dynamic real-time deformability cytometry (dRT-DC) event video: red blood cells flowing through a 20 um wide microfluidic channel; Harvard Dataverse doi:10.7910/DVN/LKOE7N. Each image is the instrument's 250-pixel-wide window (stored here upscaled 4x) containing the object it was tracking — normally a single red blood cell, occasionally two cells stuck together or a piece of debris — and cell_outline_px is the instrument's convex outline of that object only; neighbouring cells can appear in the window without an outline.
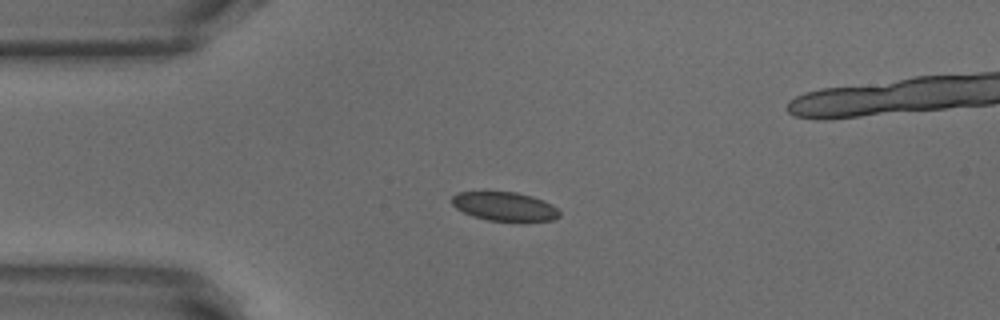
{"species": "common noctule bat (a hibernating species)", "species_latin": "Nyctalus noctula", "temperature_condition": "warm", "stored_images_in_passage": 21, "camera_frame_rate_fps": 3000, "um_per_image_px": 0.085, "animal": {"sex": "male", "body_mass_g": 18.8}, "frame": {"image": 1, "passage_image": 1, "time_ms": 0.0, "image_size_px": [1000, 320], "cell_outline_px": [[560, 216], [556, 220], [488, 220], [472, 216], [456, 208], [452, 204], [452, 196], [456, 192], [484, 188], [516, 192], [532, 196], [544, 200], [552, 204], [560, 212]], "centroid_in_image_um": [42.82, 17.47], "position_along_channel_um": 42.2, "area_um2": 18.79}}
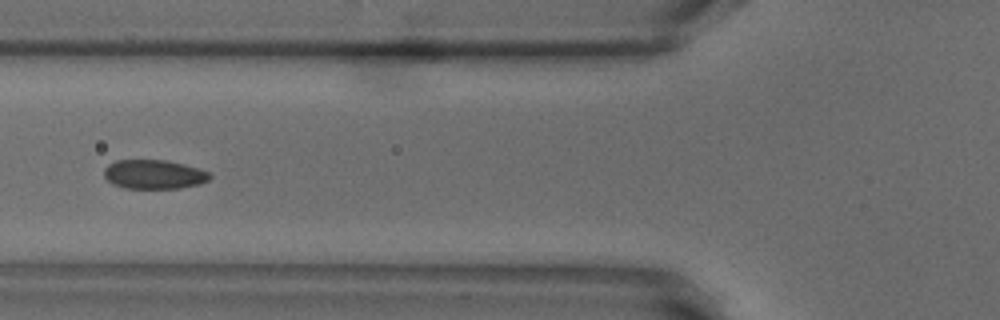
{"frame": {"image": 2, "passage_image": 8, "time_ms": 2.333, "image_size_px": [1000, 320], "cell_outline_px": [[212, 176], [208, 180], [200, 184], [180, 188], [124, 188], [112, 184], [104, 176], [104, 168], [108, 164], [116, 160], [168, 160], [200, 168], [212, 172]], "centroid_in_image_um": [13.12, 14.81], "position_along_channel_um": 112.7, "area_um2": 18.21}}
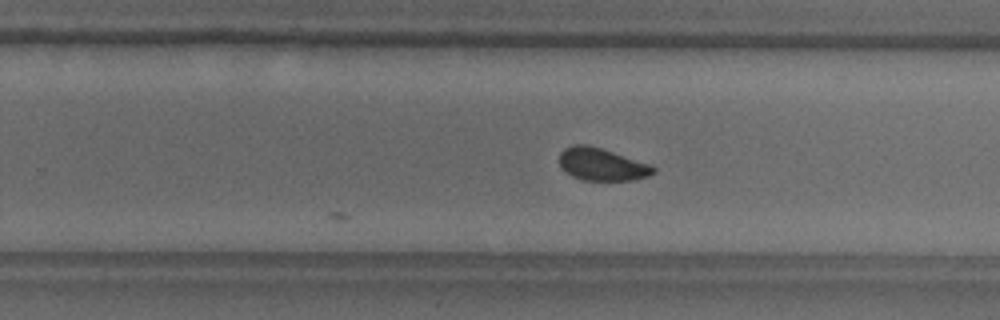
{"frame": {"image": 3, "passage_image": 21, "time_ms": 6.667, "image_size_px": [1000, 320], "cell_outline_px": [[656, 172], [648, 176], [632, 180], [584, 180], [572, 176], [560, 168], [560, 152], [564, 148], [572, 144], [588, 144], [652, 164], [656, 168]], "centroid_in_image_um": [51.16, 13.96], "position_along_channel_um": 278.6, "area_um2": 17.98}}